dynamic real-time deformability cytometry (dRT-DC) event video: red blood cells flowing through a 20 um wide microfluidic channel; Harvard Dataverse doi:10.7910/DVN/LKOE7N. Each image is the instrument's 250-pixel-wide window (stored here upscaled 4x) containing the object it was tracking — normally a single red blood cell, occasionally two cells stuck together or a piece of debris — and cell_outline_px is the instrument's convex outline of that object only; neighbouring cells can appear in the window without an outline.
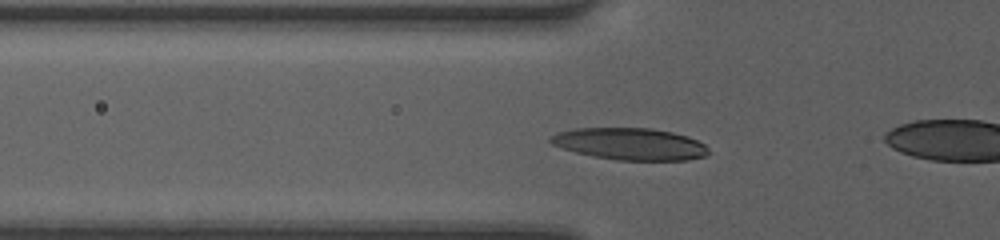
{"species": "human", "species_latin": "Homo sapiens", "temperature_condition": "room temperature", "stored_images_in_passage": 36, "camera_frame_rate_fps": 3000, "um_per_image_px": 0.085, "donor": {"sex": "female"}, "frame": {"image": 1, "passage_image": 13, "time_ms": 4.0, "image_size_px": [1000, 240], "cell_outline_px": [[708, 152], [704, 156], [688, 160], [616, 160], [592, 156], [576, 152], [552, 144], [548, 140], [548, 136], [560, 132], [576, 128], [652, 128], [672, 132], [688, 136], [704, 144], [708, 148]], "centroid_in_image_um": [53.55, 12.23], "position_along_channel_um": 72.3, "area_um2": 29.3}}
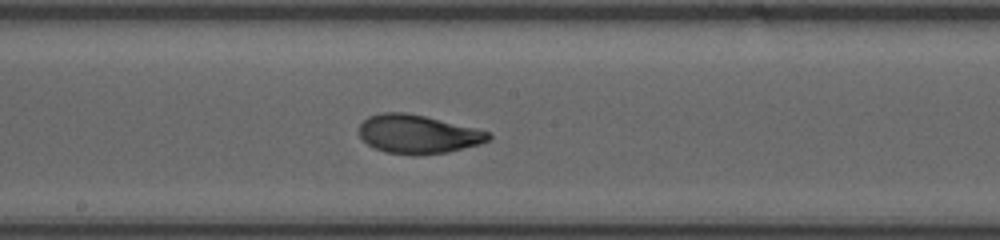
{"frame": {"image": 2, "passage_image": 23, "time_ms": 7.333, "image_size_px": [1000, 240], "cell_outline_px": [[492, 136], [488, 140], [480, 144], [448, 152], [416, 156], [412, 156], [384, 152], [368, 144], [360, 136], [360, 124], [368, 116], [380, 112], [404, 112], [424, 116], [476, 128], [488, 132]], "centroid_in_image_um": [35.51, 11.41], "position_along_channel_um": 212.7, "area_um2": 29.19}}
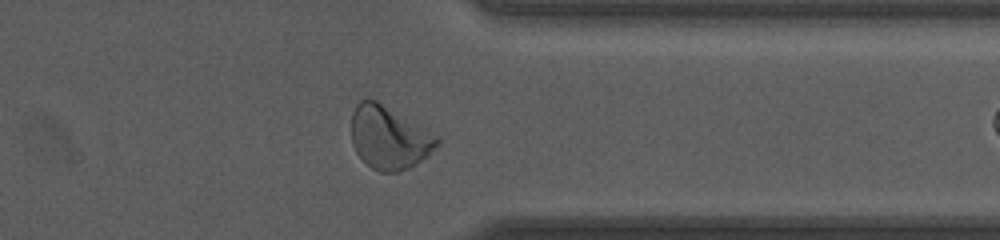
{"frame": {"image": 3, "passage_image": 35, "time_ms": 11.333, "image_size_px": [1000, 240], "cell_outline_px": [[440, 140], [428, 156], [416, 164], [408, 168], [396, 172], [380, 172], [372, 168], [356, 152], [352, 144], [352, 112], [356, 104], [360, 100], [376, 100], [440, 136]], "centroid_in_image_um": [33.08, 11.7], "position_along_channel_um": 378.3, "area_um2": 31.33}}